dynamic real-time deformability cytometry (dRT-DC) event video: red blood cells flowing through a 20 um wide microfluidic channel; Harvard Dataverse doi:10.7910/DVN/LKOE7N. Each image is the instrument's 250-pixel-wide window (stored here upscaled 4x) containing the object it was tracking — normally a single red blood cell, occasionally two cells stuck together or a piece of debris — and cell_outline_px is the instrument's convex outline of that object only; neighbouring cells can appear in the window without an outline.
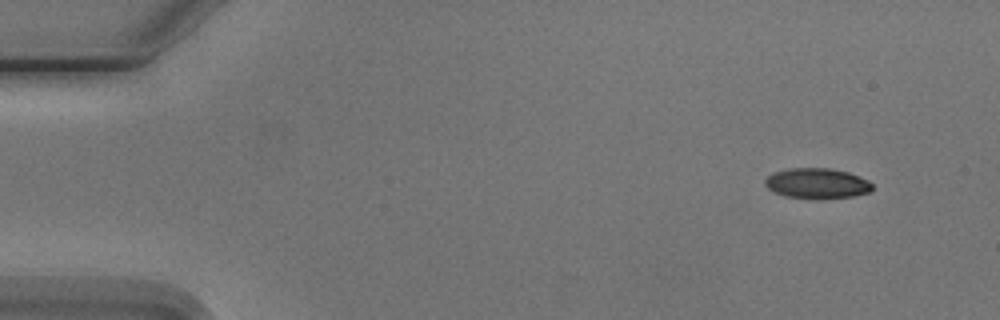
{"species": "Egyptian fruit bat (a non-hibernating species)", "species_latin": "Rousettus aegyptiacus", "temperature_condition": "cold", "stored_images_in_passage": 7, "camera_frame_rate_fps": 3000, "um_per_image_px": 0.085, "animal": {"sex": "male"}, "frame": {"image": 1, "passage_image": 2, "time_ms": 1.333, "image_size_px": [1000, 320], "cell_outline_px": [[872, 188], [868, 192], [852, 196], [784, 196], [768, 188], [764, 184], [764, 180], [772, 172], [788, 168], [828, 168], [848, 172], [868, 180], [872, 184]], "centroid_in_image_um": [69.4, 15.53], "position_along_channel_um": 15.6, "area_um2": 18.15}}
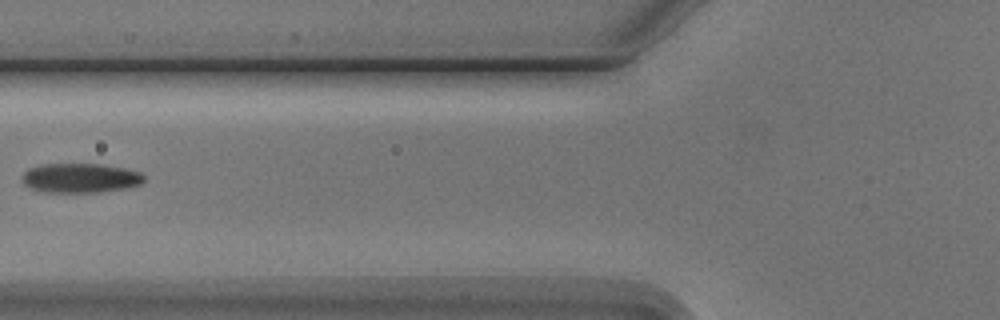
{"frame": {"image": 2, "passage_image": 6, "time_ms": 7.0, "image_size_px": [1000, 320], "cell_outline_px": [[144, 180], [140, 184], [128, 188], [100, 192], [44, 192], [32, 188], [24, 184], [24, 172], [28, 168], [44, 164], [100, 164], [124, 168], [140, 172], [144, 176]], "centroid_in_image_um": [6.86, 15.13], "position_along_channel_um": 118.9, "area_um2": 20.81}}
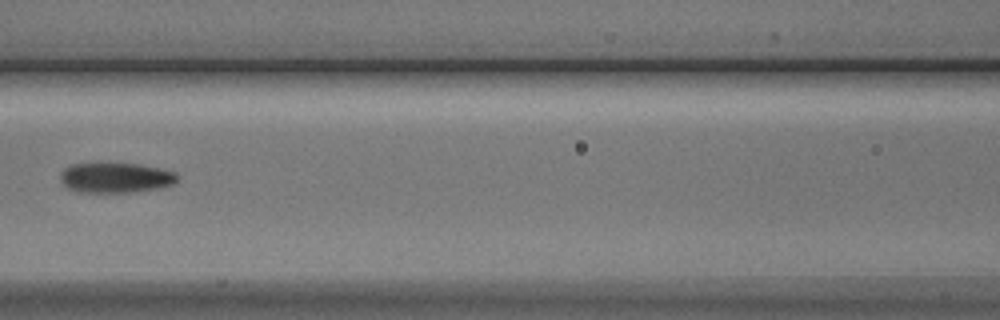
{"frame": {"image": 3, "passage_image": 7, "time_ms": 8.0, "image_size_px": [1000, 320], "cell_outline_px": [[180, 176], [172, 184], [156, 188], [132, 192], [76, 192], [68, 188], [60, 180], [60, 172], [64, 168], [72, 164], [140, 164], [160, 168], [176, 172]], "centroid_in_image_um": [9.82, 15.1], "position_along_channel_um": 156.8, "area_um2": 20.4}}